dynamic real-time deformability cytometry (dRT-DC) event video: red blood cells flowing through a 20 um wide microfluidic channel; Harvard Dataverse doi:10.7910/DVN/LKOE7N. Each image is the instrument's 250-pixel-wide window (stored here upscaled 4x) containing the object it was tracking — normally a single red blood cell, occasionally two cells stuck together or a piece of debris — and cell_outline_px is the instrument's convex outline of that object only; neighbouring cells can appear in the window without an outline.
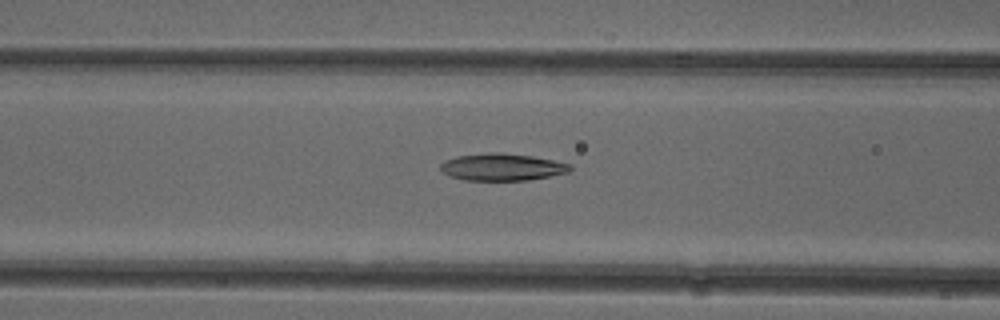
{"species": "common noctule bat (a hibernating species)", "species_latin": "Nyctalus noctula", "temperature_condition": "cold", "stored_images_in_passage": 36, "camera_frame_rate_fps": 3000, "um_per_image_px": 0.085, "animal": {"sex": "female"}, "frame": {"image": 1, "passage_image": 5, "time_ms": 1.333, "image_size_px": [1000, 320], "cell_outline_px": [[572, 168], [568, 172], [528, 180], [464, 180], [452, 176], [444, 172], [440, 168], [440, 164], [444, 160], [456, 156], [492, 152], [504, 152], [532, 156], [572, 164]], "centroid_in_image_um": [42.68, 14.19], "position_along_channel_um": 123.9, "area_um2": 20.4}}
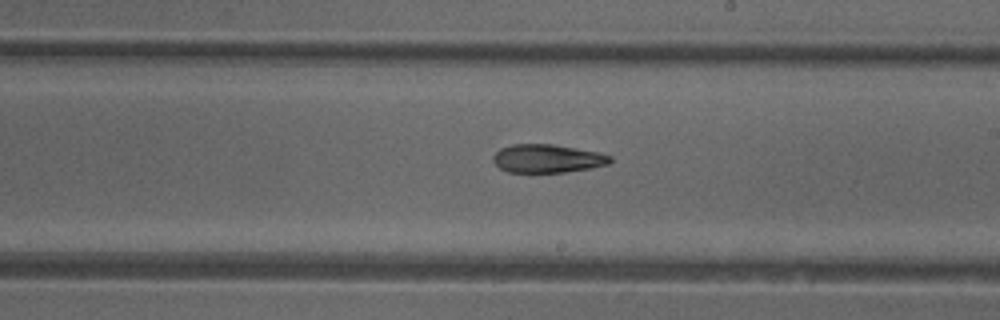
{"frame": {"image": 2, "passage_image": 14, "time_ms": 4.333, "image_size_px": [1000, 320], "cell_outline_px": [[612, 160], [608, 164], [592, 168], [564, 172], [508, 172], [500, 168], [492, 160], [492, 156], [500, 148], [512, 144], [552, 144], [576, 148], [596, 152], [612, 156]], "centroid_in_image_um": [46.51, 13.47], "position_along_channel_um": 242.5, "area_um2": 19.31}}
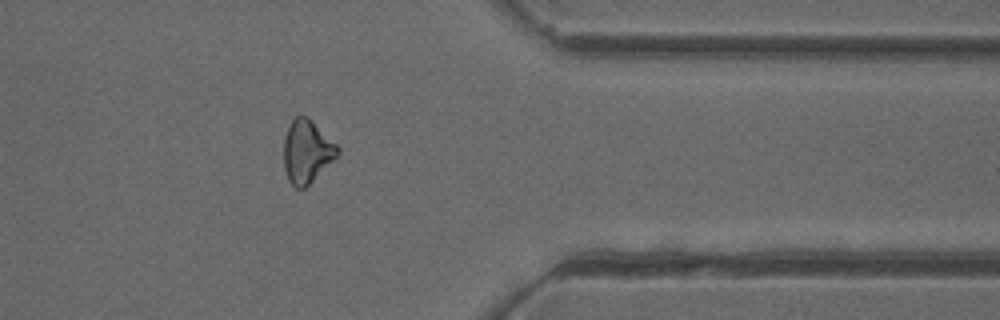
{"frame": {"image": 3, "passage_image": 26, "time_ms": 8.333, "image_size_px": [1000, 320], "cell_outline_px": [[340, 152], [304, 188], [296, 188], [288, 180], [284, 168], [284, 136], [292, 120], [300, 112], [308, 116], [340, 148]], "centroid_in_image_um": [26.05, 12.82], "position_along_channel_um": 385.3, "area_um2": 19.54}, "authors_computed_cell_mechanics": {"area_um2": 19.941, "velocity_mm_per_s": 3.9513, "shape_relaxation_time_tau1_ms": null, "shape_relaxation_time_tau2_ms": 9.948, "deformation_change_tau1": null, "deformation_change_tau2": 0.2105}}